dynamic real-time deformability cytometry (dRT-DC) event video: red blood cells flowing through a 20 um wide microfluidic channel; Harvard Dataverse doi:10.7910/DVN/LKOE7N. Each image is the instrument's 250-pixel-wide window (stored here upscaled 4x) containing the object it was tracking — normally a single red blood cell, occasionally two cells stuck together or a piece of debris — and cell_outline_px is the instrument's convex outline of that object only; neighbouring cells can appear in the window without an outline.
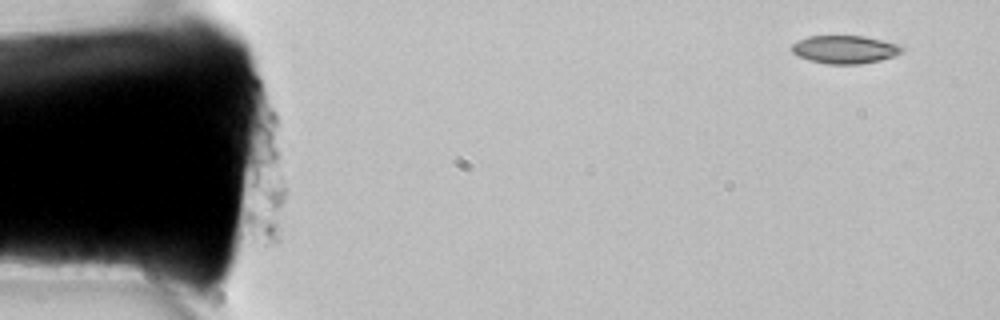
{"species": "common noctule bat (a hibernating species)", "species_latin": "Nyctalus noctula", "temperature_condition": "room temperature", "stored_images_in_passage": 8, "segment_of_instrument_passage": [2, 2], "camera_frame_rate_fps": 3000, "um_per_image_px": 0.085, "animal": {"sex": "female", "body_mass_g": 22.7, "forearm_length_mm": 54.2}, "frame": {"image": 1, "passage_image": 8, "time_ms": 2.333, "image_size_px": [1000, 320], "cell_outline_px": [[904, 52], [880, 60], [860, 64], [828, 64], [808, 60], [796, 56], [792, 52], [792, 44], [796, 40], [808, 36], [864, 36], [904, 44]], "centroid_in_image_um": [71.83, 4.2], "position_along_channel_um": 13.2, "area_um2": 18.38}}